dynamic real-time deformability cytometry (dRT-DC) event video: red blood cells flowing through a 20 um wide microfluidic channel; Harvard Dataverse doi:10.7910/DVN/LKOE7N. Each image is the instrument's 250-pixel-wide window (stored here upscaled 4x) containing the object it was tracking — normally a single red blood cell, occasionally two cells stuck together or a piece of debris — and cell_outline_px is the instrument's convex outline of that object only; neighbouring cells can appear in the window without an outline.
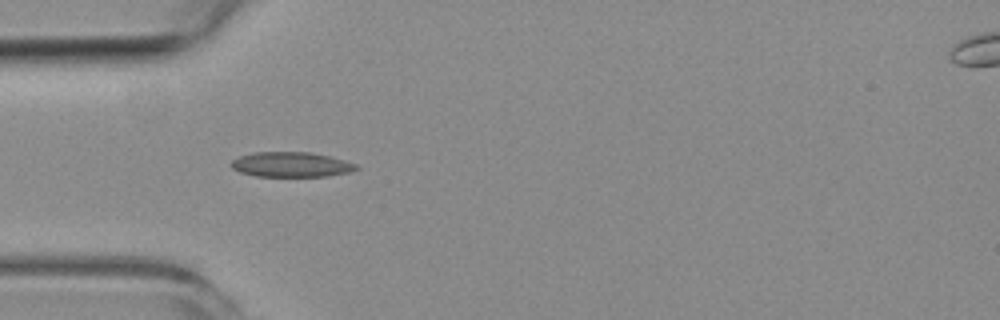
{"species": "common noctule bat (a hibernating species)", "species_latin": "Nyctalus noctula", "temperature_condition": "room temperature", "stored_images_in_passage": 5, "camera_frame_rate_fps": 3000, "um_per_image_px": 0.085, "animal": {"sex": "female", "body_mass_g": 19.3, "forearm_length_mm": 54.1}, "frame": {"image": 1, "passage_image": 1, "time_ms": 0.0, "image_size_px": [1000, 320], "cell_outline_px": [[360, 168], [352, 172], [328, 176], [256, 176], [240, 172], [232, 168], [228, 164], [232, 160], [240, 156], [252, 152], [312, 152], [344, 160], [356, 164]], "centroid_in_image_um": [24.75, 13.98], "position_along_channel_um": 60.3, "area_um2": 18.32}}
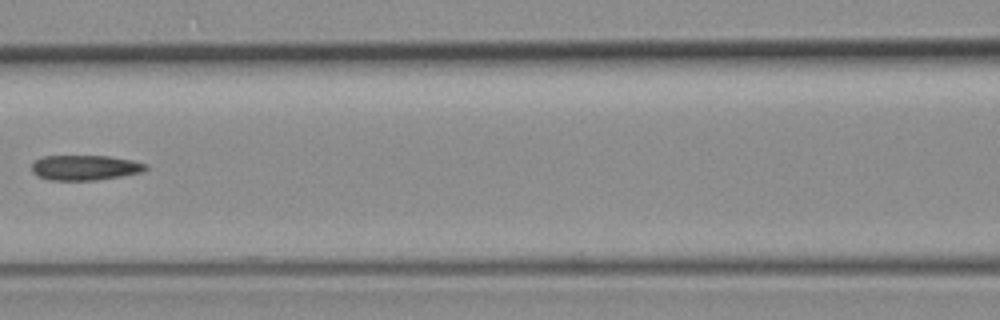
{"frame": {"image": 2, "passage_image": 3, "time_ms": 2.667, "image_size_px": [1000, 320], "cell_outline_px": [[148, 168], [144, 172], [96, 180], [48, 180], [36, 176], [32, 172], [32, 164], [36, 160], [44, 156], [112, 156], [132, 160], [148, 164]], "centroid_in_image_um": [7.24, 14.25], "position_along_channel_um": 159.4, "area_um2": 16.82}}
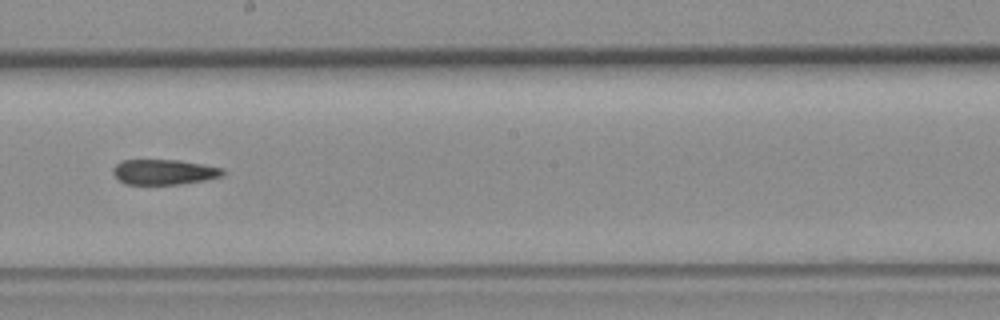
{"frame": {"image": 3, "passage_image": 5, "time_ms": 4.667, "image_size_px": [1000, 320], "cell_outline_px": [[224, 176], [204, 180], [180, 184], [124, 184], [112, 172], [112, 168], [120, 160], [180, 160], [224, 168]], "centroid_in_image_um": [13.95, 14.61], "position_along_channel_um": 234.3, "area_um2": 16.18}}